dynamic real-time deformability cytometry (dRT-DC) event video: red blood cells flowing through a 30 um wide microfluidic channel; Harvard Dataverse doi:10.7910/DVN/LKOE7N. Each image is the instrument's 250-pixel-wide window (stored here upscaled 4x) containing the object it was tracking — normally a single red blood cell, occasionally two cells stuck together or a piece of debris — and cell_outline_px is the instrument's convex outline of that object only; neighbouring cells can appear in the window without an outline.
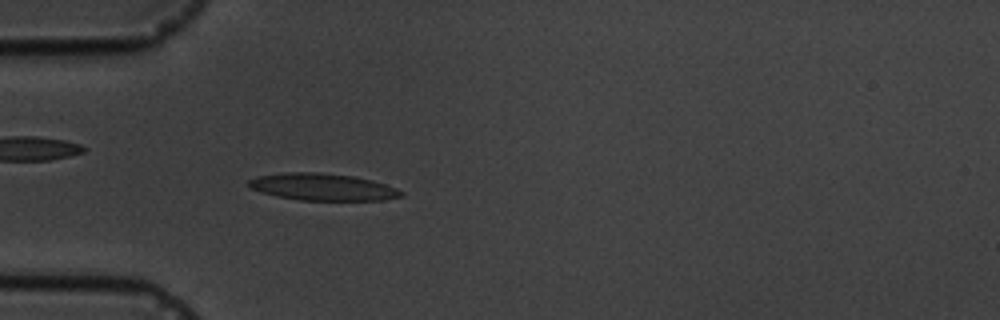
{"species": "common noctule bat (a hibernating species)", "species_latin": "Nyctalus noctula", "temperature_condition": "cold", "stored_images_in_passage": 6, "camera_frame_rate_fps": 3000, "um_per_image_px": 0.085, "animal": {"sex": "male", "body_mass_g": 19.5, "forearm_length_mm": 54.6}, "frame": {"image": 1, "passage_image": 6, "time_ms": 5.667, "image_size_px": [1000, 320], "cell_outline_px": [[404, 196], [384, 200], [300, 200], [276, 196], [260, 192], [248, 188], [248, 180], [256, 176], [284, 172], [320, 172], [352, 176], [372, 180], [396, 188], [404, 192]], "centroid_in_image_um": [27.39, 15.89], "position_along_channel_um": 57.6, "area_um2": 24.16}}